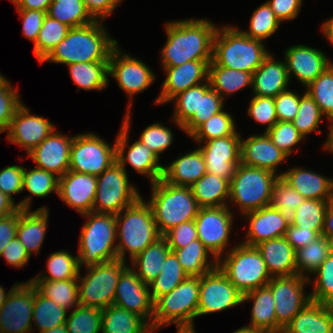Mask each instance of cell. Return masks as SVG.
Listing matches in <instances>:
<instances>
[{"instance_id": "obj_1", "label": "cell", "mask_w": 333, "mask_h": 333, "mask_svg": "<svg viewBox=\"0 0 333 333\" xmlns=\"http://www.w3.org/2000/svg\"><path fill=\"white\" fill-rule=\"evenodd\" d=\"M217 29L218 26L204 18L167 22V39L160 52L161 67L180 66L194 60H212Z\"/></svg>"}, {"instance_id": "obj_2", "label": "cell", "mask_w": 333, "mask_h": 333, "mask_svg": "<svg viewBox=\"0 0 333 333\" xmlns=\"http://www.w3.org/2000/svg\"><path fill=\"white\" fill-rule=\"evenodd\" d=\"M102 23V24H101ZM118 41L103 27V21L70 28L67 36L41 62L68 65L79 62L109 61Z\"/></svg>"}, {"instance_id": "obj_3", "label": "cell", "mask_w": 333, "mask_h": 333, "mask_svg": "<svg viewBox=\"0 0 333 333\" xmlns=\"http://www.w3.org/2000/svg\"><path fill=\"white\" fill-rule=\"evenodd\" d=\"M263 41L252 39L232 26L218 27L213 41V57L209 65L246 71L251 74L270 54Z\"/></svg>"}, {"instance_id": "obj_4", "label": "cell", "mask_w": 333, "mask_h": 333, "mask_svg": "<svg viewBox=\"0 0 333 333\" xmlns=\"http://www.w3.org/2000/svg\"><path fill=\"white\" fill-rule=\"evenodd\" d=\"M116 218L117 256L125 260V252L130 259L140 254L147 246L162 235L158 231L153 212L141 196L135 203L123 209Z\"/></svg>"}, {"instance_id": "obj_5", "label": "cell", "mask_w": 333, "mask_h": 333, "mask_svg": "<svg viewBox=\"0 0 333 333\" xmlns=\"http://www.w3.org/2000/svg\"><path fill=\"white\" fill-rule=\"evenodd\" d=\"M151 185L152 194L147 202L162 236L181 223L195 220L200 207L191 187L175 186L162 179Z\"/></svg>"}, {"instance_id": "obj_6", "label": "cell", "mask_w": 333, "mask_h": 333, "mask_svg": "<svg viewBox=\"0 0 333 333\" xmlns=\"http://www.w3.org/2000/svg\"><path fill=\"white\" fill-rule=\"evenodd\" d=\"M87 218L83 225L78 251L79 267L93 266L117 259L115 214L91 211L82 214Z\"/></svg>"}, {"instance_id": "obj_7", "label": "cell", "mask_w": 333, "mask_h": 333, "mask_svg": "<svg viewBox=\"0 0 333 333\" xmlns=\"http://www.w3.org/2000/svg\"><path fill=\"white\" fill-rule=\"evenodd\" d=\"M224 253L225 256L217 260V266L242 294L265 287L271 280L256 246L240 242Z\"/></svg>"}, {"instance_id": "obj_8", "label": "cell", "mask_w": 333, "mask_h": 333, "mask_svg": "<svg viewBox=\"0 0 333 333\" xmlns=\"http://www.w3.org/2000/svg\"><path fill=\"white\" fill-rule=\"evenodd\" d=\"M200 277L188 276L170 293L154 301L153 333L170 324L194 325L199 303Z\"/></svg>"}, {"instance_id": "obj_9", "label": "cell", "mask_w": 333, "mask_h": 333, "mask_svg": "<svg viewBox=\"0 0 333 333\" xmlns=\"http://www.w3.org/2000/svg\"><path fill=\"white\" fill-rule=\"evenodd\" d=\"M275 173L239 164L230 180L229 202L238 205L242 216L248 212L270 205Z\"/></svg>"}, {"instance_id": "obj_10", "label": "cell", "mask_w": 333, "mask_h": 333, "mask_svg": "<svg viewBox=\"0 0 333 333\" xmlns=\"http://www.w3.org/2000/svg\"><path fill=\"white\" fill-rule=\"evenodd\" d=\"M129 266L126 261L114 259L88 266L85 276L78 275L79 305L103 310L114 303L120 274Z\"/></svg>"}, {"instance_id": "obj_11", "label": "cell", "mask_w": 333, "mask_h": 333, "mask_svg": "<svg viewBox=\"0 0 333 333\" xmlns=\"http://www.w3.org/2000/svg\"><path fill=\"white\" fill-rule=\"evenodd\" d=\"M140 197L141 194L135 185L129 183L127 171L117 162H114L102 174L97 176L93 211L116 215L135 203Z\"/></svg>"}, {"instance_id": "obj_12", "label": "cell", "mask_w": 333, "mask_h": 333, "mask_svg": "<svg viewBox=\"0 0 333 333\" xmlns=\"http://www.w3.org/2000/svg\"><path fill=\"white\" fill-rule=\"evenodd\" d=\"M111 146L92 132L74 136L69 170L97 177L116 162V144Z\"/></svg>"}, {"instance_id": "obj_13", "label": "cell", "mask_w": 333, "mask_h": 333, "mask_svg": "<svg viewBox=\"0 0 333 333\" xmlns=\"http://www.w3.org/2000/svg\"><path fill=\"white\" fill-rule=\"evenodd\" d=\"M127 106V113L121 130H119L115 144H116V162L126 171V164H129L132 169L138 174L149 177L151 183H155L159 179H162L163 166L159 164V157L156 156L148 147H146L139 140L135 141L132 145L129 144L130 133V113L133 105L132 99H130ZM128 148L127 154L125 151Z\"/></svg>"}, {"instance_id": "obj_14", "label": "cell", "mask_w": 333, "mask_h": 333, "mask_svg": "<svg viewBox=\"0 0 333 333\" xmlns=\"http://www.w3.org/2000/svg\"><path fill=\"white\" fill-rule=\"evenodd\" d=\"M308 278L301 275L272 277L266 285L272 292L277 318V333H282L293 317L311 302L304 288Z\"/></svg>"}, {"instance_id": "obj_15", "label": "cell", "mask_w": 333, "mask_h": 333, "mask_svg": "<svg viewBox=\"0 0 333 333\" xmlns=\"http://www.w3.org/2000/svg\"><path fill=\"white\" fill-rule=\"evenodd\" d=\"M243 303V294L217 266L200 277L197 317L217 313Z\"/></svg>"}, {"instance_id": "obj_16", "label": "cell", "mask_w": 333, "mask_h": 333, "mask_svg": "<svg viewBox=\"0 0 333 333\" xmlns=\"http://www.w3.org/2000/svg\"><path fill=\"white\" fill-rule=\"evenodd\" d=\"M233 213L229 206L200 208L194 220L198 239L217 260L227 249Z\"/></svg>"}, {"instance_id": "obj_17", "label": "cell", "mask_w": 333, "mask_h": 333, "mask_svg": "<svg viewBox=\"0 0 333 333\" xmlns=\"http://www.w3.org/2000/svg\"><path fill=\"white\" fill-rule=\"evenodd\" d=\"M117 44L111 51L108 76L114 77L118 86L130 98L143 92L156 80L153 71L141 60L123 53Z\"/></svg>"}, {"instance_id": "obj_18", "label": "cell", "mask_w": 333, "mask_h": 333, "mask_svg": "<svg viewBox=\"0 0 333 333\" xmlns=\"http://www.w3.org/2000/svg\"><path fill=\"white\" fill-rule=\"evenodd\" d=\"M34 285L19 283L0 307V333L33 332Z\"/></svg>"}, {"instance_id": "obj_19", "label": "cell", "mask_w": 333, "mask_h": 333, "mask_svg": "<svg viewBox=\"0 0 333 333\" xmlns=\"http://www.w3.org/2000/svg\"><path fill=\"white\" fill-rule=\"evenodd\" d=\"M233 135L204 141L199 146L206 170L217 177L231 180L236 167L241 163V135Z\"/></svg>"}, {"instance_id": "obj_20", "label": "cell", "mask_w": 333, "mask_h": 333, "mask_svg": "<svg viewBox=\"0 0 333 333\" xmlns=\"http://www.w3.org/2000/svg\"><path fill=\"white\" fill-rule=\"evenodd\" d=\"M150 291V285L143 283L128 266L120 274L113 304L140 316L152 329L154 301Z\"/></svg>"}, {"instance_id": "obj_21", "label": "cell", "mask_w": 333, "mask_h": 333, "mask_svg": "<svg viewBox=\"0 0 333 333\" xmlns=\"http://www.w3.org/2000/svg\"><path fill=\"white\" fill-rule=\"evenodd\" d=\"M54 130L52 122L42 116L32 115L30 109L22 104L5 131L10 143L19 145L29 154Z\"/></svg>"}, {"instance_id": "obj_22", "label": "cell", "mask_w": 333, "mask_h": 333, "mask_svg": "<svg viewBox=\"0 0 333 333\" xmlns=\"http://www.w3.org/2000/svg\"><path fill=\"white\" fill-rule=\"evenodd\" d=\"M212 60L187 61L180 66L163 67L166 72L161 92L155 104L170 103L184 90L202 84L208 80V65Z\"/></svg>"}, {"instance_id": "obj_23", "label": "cell", "mask_w": 333, "mask_h": 333, "mask_svg": "<svg viewBox=\"0 0 333 333\" xmlns=\"http://www.w3.org/2000/svg\"><path fill=\"white\" fill-rule=\"evenodd\" d=\"M289 78H295L307 87L333 62L322 50L307 45H292L284 52Z\"/></svg>"}, {"instance_id": "obj_24", "label": "cell", "mask_w": 333, "mask_h": 333, "mask_svg": "<svg viewBox=\"0 0 333 333\" xmlns=\"http://www.w3.org/2000/svg\"><path fill=\"white\" fill-rule=\"evenodd\" d=\"M74 135L67 136L54 130L29 154L37 168L55 173L58 177L69 171L70 148Z\"/></svg>"}, {"instance_id": "obj_25", "label": "cell", "mask_w": 333, "mask_h": 333, "mask_svg": "<svg viewBox=\"0 0 333 333\" xmlns=\"http://www.w3.org/2000/svg\"><path fill=\"white\" fill-rule=\"evenodd\" d=\"M96 190V176L69 170L59 177L58 196L81 215L93 211Z\"/></svg>"}, {"instance_id": "obj_26", "label": "cell", "mask_w": 333, "mask_h": 333, "mask_svg": "<svg viewBox=\"0 0 333 333\" xmlns=\"http://www.w3.org/2000/svg\"><path fill=\"white\" fill-rule=\"evenodd\" d=\"M243 216L249 220V226L247 237L241 243L248 246H256L263 241L282 237L290 225L278 209L271 205L248 212Z\"/></svg>"}, {"instance_id": "obj_27", "label": "cell", "mask_w": 333, "mask_h": 333, "mask_svg": "<svg viewBox=\"0 0 333 333\" xmlns=\"http://www.w3.org/2000/svg\"><path fill=\"white\" fill-rule=\"evenodd\" d=\"M267 135H250L247 139L241 138V164L271 171L279 176L277 168L279 164L288 160Z\"/></svg>"}, {"instance_id": "obj_28", "label": "cell", "mask_w": 333, "mask_h": 333, "mask_svg": "<svg viewBox=\"0 0 333 333\" xmlns=\"http://www.w3.org/2000/svg\"><path fill=\"white\" fill-rule=\"evenodd\" d=\"M289 78L286 62L277 61L270 53L252 74V92L254 96L275 98L288 88Z\"/></svg>"}, {"instance_id": "obj_29", "label": "cell", "mask_w": 333, "mask_h": 333, "mask_svg": "<svg viewBox=\"0 0 333 333\" xmlns=\"http://www.w3.org/2000/svg\"><path fill=\"white\" fill-rule=\"evenodd\" d=\"M271 277L297 274L296 250L284 236L263 241L256 245Z\"/></svg>"}, {"instance_id": "obj_30", "label": "cell", "mask_w": 333, "mask_h": 333, "mask_svg": "<svg viewBox=\"0 0 333 333\" xmlns=\"http://www.w3.org/2000/svg\"><path fill=\"white\" fill-rule=\"evenodd\" d=\"M287 184L305 199L327 200L333 192V179L301 167L279 173Z\"/></svg>"}, {"instance_id": "obj_31", "label": "cell", "mask_w": 333, "mask_h": 333, "mask_svg": "<svg viewBox=\"0 0 333 333\" xmlns=\"http://www.w3.org/2000/svg\"><path fill=\"white\" fill-rule=\"evenodd\" d=\"M206 164L201 150L198 148L182 155L163 166L162 180L175 186L191 187L205 173Z\"/></svg>"}, {"instance_id": "obj_32", "label": "cell", "mask_w": 333, "mask_h": 333, "mask_svg": "<svg viewBox=\"0 0 333 333\" xmlns=\"http://www.w3.org/2000/svg\"><path fill=\"white\" fill-rule=\"evenodd\" d=\"M46 207L35 211L20 209L16 236L29 256L38 254L44 242L49 219V209Z\"/></svg>"}, {"instance_id": "obj_33", "label": "cell", "mask_w": 333, "mask_h": 333, "mask_svg": "<svg viewBox=\"0 0 333 333\" xmlns=\"http://www.w3.org/2000/svg\"><path fill=\"white\" fill-rule=\"evenodd\" d=\"M282 333H333V318L326 304L311 301Z\"/></svg>"}, {"instance_id": "obj_34", "label": "cell", "mask_w": 333, "mask_h": 333, "mask_svg": "<svg viewBox=\"0 0 333 333\" xmlns=\"http://www.w3.org/2000/svg\"><path fill=\"white\" fill-rule=\"evenodd\" d=\"M171 251L167 240L161 236L131 260L133 265L131 269L143 283L150 285L160 274L167 255Z\"/></svg>"}, {"instance_id": "obj_35", "label": "cell", "mask_w": 333, "mask_h": 333, "mask_svg": "<svg viewBox=\"0 0 333 333\" xmlns=\"http://www.w3.org/2000/svg\"><path fill=\"white\" fill-rule=\"evenodd\" d=\"M253 301L249 328L264 329L277 333L275 302L271 290L265 286L243 294V303Z\"/></svg>"}, {"instance_id": "obj_36", "label": "cell", "mask_w": 333, "mask_h": 333, "mask_svg": "<svg viewBox=\"0 0 333 333\" xmlns=\"http://www.w3.org/2000/svg\"><path fill=\"white\" fill-rule=\"evenodd\" d=\"M200 208L229 206L230 180L206 172L192 186Z\"/></svg>"}, {"instance_id": "obj_37", "label": "cell", "mask_w": 333, "mask_h": 333, "mask_svg": "<svg viewBox=\"0 0 333 333\" xmlns=\"http://www.w3.org/2000/svg\"><path fill=\"white\" fill-rule=\"evenodd\" d=\"M101 333H153L140 316L115 304L102 310Z\"/></svg>"}, {"instance_id": "obj_38", "label": "cell", "mask_w": 333, "mask_h": 333, "mask_svg": "<svg viewBox=\"0 0 333 333\" xmlns=\"http://www.w3.org/2000/svg\"><path fill=\"white\" fill-rule=\"evenodd\" d=\"M108 62H79L66 65L69 69L70 77L77 90H98L102 91L108 86Z\"/></svg>"}, {"instance_id": "obj_39", "label": "cell", "mask_w": 333, "mask_h": 333, "mask_svg": "<svg viewBox=\"0 0 333 333\" xmlns=\"http://www.w3.org/2000/svg\"><path fill=\"white\" fill-rule=\"evenodd\" d=\"M184 272L191 277H201L217 267V259L199 240L191 241L187 246L173 251ZM211 254V261H208ZM213 259V260H212Z\"/></svg>"}, {"instance_id": "obj_40", "label": "cell", "mask_w": 333, "mask_h": 333, "mask_svg": "<svg viewBox=\"0 0 333 333\" xmlns=\"http://www.w3.org/2000/svg\"><path fill=\"white\" fill-rule=\"evenodd\" d=\"M59 177L52 172L41 168L27 170L24 168L23 191L28 190L31 194L17 203L23 210H30L32 197H47L51 193L58 195Z\"/></svg>"}, {"instance_id": "obj_41", "label": "cell", "mask_w": 333, "mask_h": 333, "mask_svg": "<svg viewBox=\"0 0 333 333\" xmlns=\"http://www.w3.org/2000/svg\"><path fill=\"white\" fill-rule=\"evenodd\" d=\"M208 80L211 87L225 100L226 95L252 87V74L219 65H208Z\"/></svg>"}, {"instance_id": "obj_42", "label": "cell", "mask_w": 333, "mask_h": 333, "mask_svg": "<svg viewBox=\"0 0 333 333\" xmlns=\"http://www.w3.org/2000/svg\"><path fill=\"white\" fill-rule=\"evenodd\" d=\"M225 100L211 87L209 80L199 84L198 114L184 125L183 132L190 136L200 125L224 109Z\"/></svg>"}, {"instance_id": "obj_43", "label": "cell", "mask_w": 333, "mask_h": 333, "mask_svg": "<svg viewBox=\"0 0 333 333\" xmlns=\"http://www.w3.org/2000/svg\"><path fill=\"white\" fill-rule=\"evenodd\" d=\"M35 288L57 305L70 310L79 305L78 279L60 281L31 280Z\"/></svg>"}, {"instance_id": "obj_44", "label": "cell", "mask_w": 333, "mask_h": 333, "mask_svg": "<svg viewBox=\"0 0 333 333\" xmlns=\"http://www.w3.org/2000/svg\"><path fill=\"white\" fill-rule=\"evenodd\" d=\"M67 311L50 298L43 296L34 286V308L32 322L38 333L66 323Z\"/></svg>"}, {"instance_id": "obj_45", "label": "cell", "mask_w": 333, "mask_h": 333, "mask_svg": "<svg viewBox=\"0 0 333 333\" xmlns=\"http://www.w3.org/2000/svg\"><path fill=\"white\" fill-rule=\"evenodd\" d=\"M46 266L48 273L39 274L28 281H60L68 279H78L79 272H81L78 263V256H72L71 253L67 250H59L51 253L47 259Z\"/></svg>"}, {"instance_id": "obj_46", "label": "cell", "mask_w": 333, "mask_h": 333, "mask_svg": "<svg viewBox=\"0 0 333 333\" xmlns=\"http://www.w3.org/2000/svg\"><path fill=\"white\" fill-rule=\"evenodd\" d=\"M47 15L71 28L95 21L88 13L83 0H53Z\"/></svg>"}, {"instance_id": "obj_47", "label": "cell", "mask_w": 333, "mask_h": 333, "mask_svg": "<svg viewBox=\"0 0 333 333\" xmlns=\"http://www.w3.org/2000/svg\"><path fill=\"white\" fill-rule=\"evenodd\" d=\"M188 275L184 272L176 254L171 251L163 264L160 274L150 284L153 301L160 296L170 293L177 285L182 283Z\"/></svg>"}, {"instance_id": "obj_48", "label": "cell", "mask_w": 333, "mask_h": 333, "mask_svg": "<svg viewBox=\"0 0 333 333\" xmlns=\"http://www.w3.org/2000/svg\"><path fill=\"white\" fill-rule=\"evenodd\" d=\"M70 28L46 15L33 48V53L40 63L67 36Z\"/></svg>"}, {"instance_id": "obj_49", "label": "cell", "mask_w": 333, "mask_h": 333, "mask_svg": "<svg viewBox=\"0 0 333 333\" xmlns=\"http://www.w3.org/2000/svg\"><path fill=\"white\" fill-rule=\"evenodd\" d=\"M328 240L320 235L308 246L296 251L297 274L308 278V273H314L329 256Z\"/></svg>"}, {"instance_id": "obj_50", "label": "cell", "mask_w": 333, "mask_h": 333, "mask_svg": "<svg viewBox=\"0 0 333 333\" xmlns=\"http://www.w3.org/2000/svg\"><path fill=\"white\" fill-rule=\"evenodd\" d=\"M306 88V92L317 103L322 114L328 119L333 118V63L329 65Z\"/></svg>"}, {"instance_id": "obj_51", "label": "cell", "mask_w": 333, "mask_h": 333, "mask_svg": "<svg viewBox=\"0 0 333 333\" xmlns=\"http://www.w3.org/2000/svg\"><path fill=\"white\" fill-rule=\"evenodd\" d=\"M234 122L231 113L222 110L200 125L190 135V138L196 143H202L211 139L233 135L237 131Z\"/></svg>"}, {"instance_id": "obj_52", "label": "cell", "mask_w": 333, "mask_h": 333, "mask_svg": "<svg viewBox=\"0 0 333 333\" xmlns=\"http://www.w3.org/2000/svg\"><path fill=\"white\" fill-rule=\"evenodd\" d=\"M305 198L286 181L279 177L273 185L270 205L283 215L291 224L295 218L296 208L303 203Z\"/></svg>"}, {"instance_id": "obj_53", "label": "cell", "mask_w": 333, "mask_h": 333, "mask_svg": "<svg viewBox=\"0 0 333 333\" xmlns=\"http://www.w3.org/2000/svg\"><path fill=\"white\" fill-rule=\"evenodd\" d=\"M249 24V30L241 31L252 39L264 40L265 42L266 38L268 39L277 31L281 21L266 1L254 10Z\"/></svg>"}, {"instance_id": "obj_54", "label": "cell", "mask_w": 333, "mask_h": 333, "mask_svg": "<svg viewBox=\"0 0 333 333\" xmlns=\"http://www.w3.org/2000/svg\"><path fill=\"white\" fill-rule=\"evenodd\" d=\"M326 210V200L305 199L296 208L295 218L291 225L303 229H312L321 235Z\"/></svg>"}, {"instance_id": "obj_55", "label": "cell", "mask_w": 333, "mask_h": 333, "mask_svg": "<svg viewBox=\"0 0 333 333\" xmlns=\"http://www.w3.org/2000/svg\"><path fill=\"white\" fill-rule=\"evenodd\" d=\"M68 314L66 326L69 333H100L102 310L78 305Z\"/></svg>"}, {"instance_id": "obj_56", "label": "cell", "mask_w": 333, "mask_h": 333, "mask_svg": "<svg viewBox=\"0 0 333 333\" xmlns=\"http://www.w3.org/2000/svg\"><path fill=\"white\" fill-rule=\"evenodd\" d=\"M324 115L320 111L317 103L305 91L300 97L299 111L292 124L297 128L299 133L305 138L308 134L318 129L322 117Z\"/></svg>"}, {"instance_id": "obj_57", "label": "cell", "mask_w": 333, "mask_h": 333, "mask_svg": "<svg viewBox=\"0 0 333 333\" xmlns=\"http://www.w3.org/2000/svg\"><path fill=\"white\" fill-rule=\"evenodd\" d=\"M316 279L308 277L309 284L313 283V289L310 292L311 301L327 304L333 299V253H330L319 268L312 273Z\"/></svg>"}, {"instance_id": "obj_58", "label": "cell", "mask_w": 333, "mask_h": 333, "mask_svg": "<svg viewBox=\"0 0 333 333\" xmlns=\"http://www.w3.org/2000/svg\"><path fill=\"white\" fill-rule=\"evenodd\" d=\"M172 101H175V112L172 121L175 126H178L183 131V125L194 114H198L199 85L184 90L176 95Z\"/></svg>"}, {"instance_id": "obj_59", "label": "cell", "mask_w": 333, "mask_h": 333, "mask_svg": "<svg viewBox=\"0 0 333 333\" xmlns=\"http://www.w3.org/2000/svg\"><path fill=\"white\" fill-rule=\"evenodd\" d=\"M266 133L273 144L288 157L294 151L295 145L305 139L292 122L288 121H277Z\"/></svg>"}, {"instance_id": "obj_60", "label": "cell", "mask_w": 333, "mask_h": 333, "mask_svg": "<svg viewBox=\"0 0 333 333\" xmlns=\"http://www.w3.org/2000/svg\"><path fill=\"white\" fill-rule=\"evenodd\" d=\"M173 136V132L164 124L154 122L143 130L138 140L160 158V154L173 143Z\"/></svg>"}, {"instance_id": "obj_61", "label": "cell", "mask_w": 333, "mask_h": 333, "mask_svg": "<svg viewBox=\"0 0 333 333\" xmlns=\"http://www.w3.org/2000/svg\"><path fill=\"white\" fill-rule=\"evenodd\" d=\"M247 110L248 116L253 118L255 122L267 125L264 133L278 121L273 97L253 96Z\"/></svg>"}, {"instance_id": "obj_62", "label": "cell", "mask_w": 333, "mask_h": 333, "mask_svg": "<svg viewBox=\"0 0 333 333\" xmlns=\"http://www.w3.org/2000/svg\"><path fill=\"white\" fill-rule=\"evenodd\" d=\"M17 88L7 80L0 86V131L4 132L11 123L17 109L22 105Z\"/></svg>"}, {"instance_id": "obj_63", "label": "cell", "mask_w": 333, "mask_h": 333, "mask_svg": "<svg viewBox=\"0 0 333 333\" xmlns=\"http://www.w3.org/2000/svg\"><path fill=\"white\" fill-rule=\"evenodd\" d=\"M163 237L167 240L170 249L175 251L198 239V232L194 220H190L171 228Z\"/></svg>"}, {"instance_id": "obj_64", "label": "cell", "mask_w": 333, "mask_h": 333, "mask_svg": "<svg viewBox=\"0 0 333 333\" xmlns=\"http://www.w3.org/2000/svg\"><path fill=\"white\" fill-rule=\"evenodd\" d=\"M24 167L10 165L0 170V190L11 198L13 195L23 192Z\"/></svg>"}, {"instance_id": "obj_65", "label": "cell", "mask_w": 333, "mask_h": 333, "mask_svg": "<svg viewBox=\"0 0 333 333\" xmlns=\"http://www.w3.org/2000/svg\"><path fill=\"white\" fill-rule=\"evenodd\" d=\"M300 97V94L286 89L274 98L278 121L292 122L299 111Z\"/></svg>"}, {"instance_id": "obj_66", "label": "cell", "mask_w": 333, "mask_h": 333, "mask_svg": "<svg viewBox=\"0 0 333 333\" xmlns=\"http://www.w3.org/2000/svg\"><path fill=\"white\" fill-rule=\"evenodd\" d=\"M17 12L20 13V18H22L23 35L35 43L47 13L39 10L24 9H17Z\"/></svg>"}, {"instance_id": "obj_67", "label": "cell", "mask_w": 333, "mask_h": 333, "mask_svg": "<svg viewBox=\"0 0 333 333\" xmlns=\"http://www.w3.org/2000/svg\"><path fill=\"white\" fill-rule=\"evenodd\" d=\"M2 256L9 265L17 269L24 267L30 259L29 254L17 236L5 246L0 257Z\"/></svg>"}, {"instance_id": "obj_68", "label": "cell", "mask_w": 333, "mask_h": 333, "mask_svg": "<svg viewBox=\"0 0 333 333\" xmlns=\"http://www.w3.org/2000/svg\"><path fill=\"white\" fill-rule=\"evenodd\" d=\"M303 0H267L276 17L281 21L295 19L301 11Z\"/></svg>"}, {"instance_id": "obj_69", "label": "cell", "mask_w": 333, "mask_h": 333, "mask_svg": "<svg viewBox=\"0 0 333 333\" xmlns=\"http://www.w3.org/2000/svg\"><path fill=\"white\" fill-rule=\"evenodd\" d=\"M320 234L312 229H303L293 225H289L288 229L285 232L284 237L287 242L297 251L298 249L308 246Z\"/></svg>"}, {"instance_id": "obj_70", "label": "cell", "mask_w": 333, "mask_h": 333, "mask_svg": "<svg viewBox=\"0 0 333 333\" xmlns=\"http://www.w3.org/2000/svg\"><path fill=\"white\" fill-rule=\"evenodd\" d=\"M122 0H83V3L95 21H104Z\"/></svg>"}, {"instance_id": "obj_71", "label": "cell", "mask_w": 333, "mask_h": 333, "mask_svg": "<svg viewBox=\"0 0 333 333\" xmlns=\"http://www.w3.org/2000/svg\"><path fill=\"white\" fill-rule=\"evenodd\" d=\"M20 208L13 214L0 218V255L5 246L16 237Z\"/></svg>"}, {"instance_id": "obj_72", "label": "cell", "mask_w": 333, "mask_h": 333, "mask_svg": "<svg viewBox=\"0 0 333 333\" xmlns=\"http://www.w3.org/2000/svg\"><path fill=\"white\" fill-rule=\"evenodd\" d=\"M53 0H20L16 5L17 9L39 10L47 13Z\"/></svg>"}, {"instance_id": "obj_73", "label": "cell", "mask_w": 333, "mask_h": 333, "mask_svg": "<svg viewBox=\"0 0 333 333\" xmlns=\"http://www.w3.org/2000/svg\"><path fill=\"white\" fill-rule=\"evenodd\" d=\"M327 210L324 216V224L321 235L327 237L329 234H333V192L326 200Z\"/></svg>"}, {"instance_id": "obj_74", "label": "cell", "mask_w": 333, "mask_h": 333, "mask_svg": "<svg viewBox=\"0 0 333 333\" xmlns=\"http://www.w3.org/2000/svg\"><path fill=\"white\" fill-rule=\"evenodd\" d=\"M18 209V205L0 190V218L9 216Z\"/></svg>"}, {"instance_id": "obj_75", "label": "cell", "mask_w": 333, "mask_h": 333, "mask_svg": "<svg viewBox=\"0 0 333 333\" xmlns=\"http://www.w3.org/2000/svg\"><path fill=\"white\" fill-rule=\"evenodd\" d=\"M321 26V30L323 31V34L326 36L325 38L328 39V41L333 46V17L325 20Z\"/></svg>"}, {"instance_id": "obj_76", "label": "cell", "mask_w": 333, "mask_h": 333, "mask_svg": "<svg viewBox=\"0 0 333 333\" xmlns=\"http://www.w3.org/2000/svg\"><path fill=\"white\" fill-rule=\"evenodd\" d=\"M331 122L330 124V130L328 136H327V140L324 142V146L323 149L329 151L330 153H333V118L328 120Z\"/></svg>"}, {"instance_id": "obj_77", "label": "cell", "mask_w": 333, "mask_h": 333, "mask_svg": "<svg viewBox=\"0 0 333 333\" xmlns=\"http://www.w3.org/2000/svg\"><path fill=\"white\" fill-rule=\"evenodd\" d=\"M233 333H270L267 330L264 329H255V328H249L246 326H243L239 329H237L236 331H234Z\"/></svg>"}, {"instance_id": "obj_78", "label": "cell", "mask_w": 333, "mask_h": 333, "mask_svg": "<svg viewBox=\"0 0 333 333\" xmlns=\"http://www.w3.org/2000/svg\"><path fill=\"white\" fill-rule=\"evenodd\" d=\"M19 283H16L12 286V288L8 291V293L5 292V289L3 286L0 285V307L5 303L8 296L10 295V292L18 285Z\"/></svg>"}, {"instance_id": "obj_79", "label": "cell", "mask_w": 333, "mask_h": 333, "mask_svg": "<svg viewBox=\"0 0 333 333\" xmlns=\"http://www.w3.org/2000/svg\"><path fill=\"white\" fill-rule=\"evenodd\" d=\"M41 333H69V332L67 330L66 324H62V325L56 326L52 329L43 331Z\"/></svg>"}, {"instance_id": "obj_80", "label": "cell", "mask_w": 333, "mask_h": 333, "mask_svg": "<svg viewBox=\"0 0 333 333\" xmlns=\"http://www.w3.org/2000/svg\"><path fill=\"white\" fill-rule=\"evenodd\" d=\"M177 333H196L194 325H180L176 326Z\"/></svg>"}]
</instances>
